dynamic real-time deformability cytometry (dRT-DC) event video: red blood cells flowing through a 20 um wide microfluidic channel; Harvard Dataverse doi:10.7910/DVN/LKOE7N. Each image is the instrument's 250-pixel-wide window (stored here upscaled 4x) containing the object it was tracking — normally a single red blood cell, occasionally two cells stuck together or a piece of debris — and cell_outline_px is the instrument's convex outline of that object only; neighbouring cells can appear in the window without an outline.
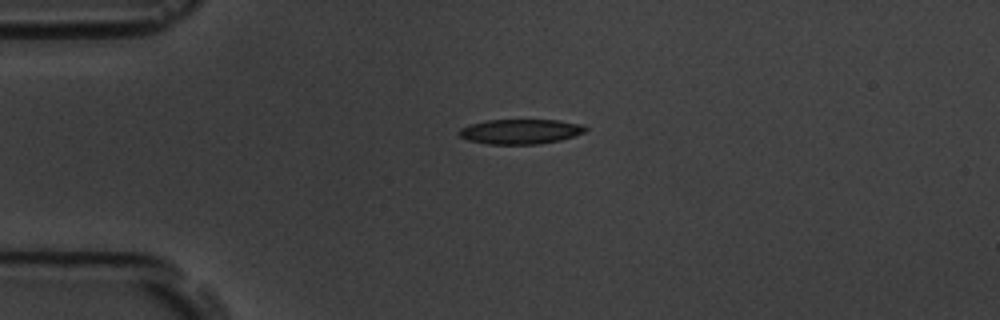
{"species": "common noctule bat (a hibernating species)", "species_latin": "Nyctalus noctula", "temperature_condition": "room temperature", "stored_images_in_passage": 2, "camera_frame_rate_fps": 3000, "um_per_image_px": 0.085, "animal": {"sex": "male", "body_mass_g": 19.5, "forearm_length_mm": 54.6}, "frame": {"image": 1, "passage_image": 1, "time_ms": 0.0, "image_size_px": [1000, 320], "cell_outline_px": [[588, 128], [584, 132], [560, 140], [536, 144], [488, 144], [468, 140], [460, 136], [456, 132], [460, 128], [468, 124], [488, 120], [560, 120], [584, 124]], "centroid_in_image_um": [44.22, 11.17], "position_along_channel_um": 40.8, "area_um2": 18.38}}